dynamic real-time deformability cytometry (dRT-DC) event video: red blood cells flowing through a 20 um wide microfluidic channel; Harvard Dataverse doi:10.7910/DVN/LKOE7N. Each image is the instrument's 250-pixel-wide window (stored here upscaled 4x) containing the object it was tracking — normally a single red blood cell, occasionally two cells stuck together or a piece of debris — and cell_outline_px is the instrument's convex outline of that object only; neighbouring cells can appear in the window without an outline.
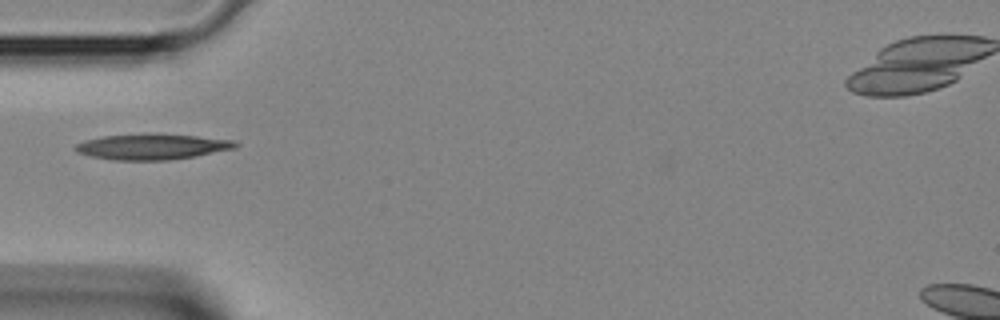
{"species": "Egyptian fruit bat (a non-hibernating species)", "species_latin": "Rousettus aegyptiacus", "temperature_condition": "room temperature", "stored_images_in_passage": 1, "camera_frame_rate_fps": 3000, "um_per_image_px": 0.085, "animal": {"sex": "female"}, "frame": {"image": 1, "passage_image": 1, "time_ms": 0.0, "image_size_px": [1000, 320], "cell_outline_px": [[240, 144], [236, 148], [196, 156], [168, 160], [112, 160], [92, 156], [76, 152], [72, 148], [76, 144], [84, 140], [104, 136], [148, 132], [156, 132], [236, 140]], "centroid_in_image_um": [12.94, 12.45], "position_along_channel_um": 72.1, "area_um2": 24.51}}